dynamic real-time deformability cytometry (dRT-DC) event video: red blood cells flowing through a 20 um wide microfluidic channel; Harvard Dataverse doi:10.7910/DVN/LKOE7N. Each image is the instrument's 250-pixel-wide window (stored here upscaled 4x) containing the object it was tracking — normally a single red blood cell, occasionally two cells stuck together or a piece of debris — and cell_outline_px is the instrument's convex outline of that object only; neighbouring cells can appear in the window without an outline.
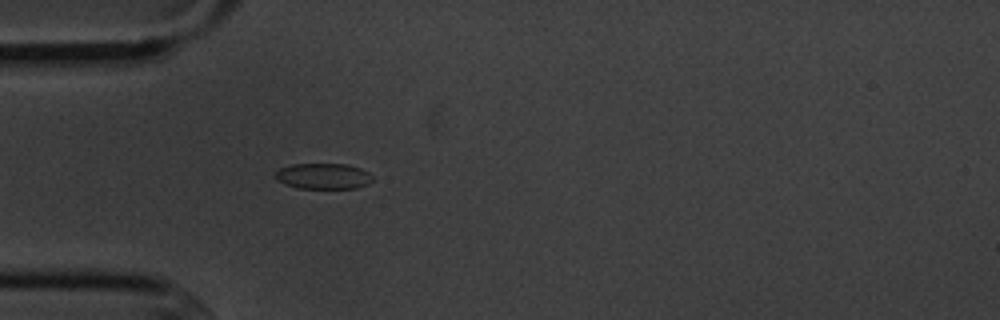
{"species": "common noctule bat (a hibernating species)", "species_latin": "Nyctalus noctula", "temperature_condition": "cold", "stored_images_in_passage": 3, "camera_frame_rate_fps": 3000, "um_per_image_px": 0.085, "animal": {"sex": "male", "body_mass_g": 20.1, "forearm_length_mm": 53.5}, "frame": {"image": 1, "passage_image": 3, "time_ms": 3.0, "image_size_px": [1000, 320], "cell_outline_px": [[372, 180], [368, 184], [356, 188], [300, 188], [284, 184], [276, 176], [276, 172], [280, 168], [292, 164], [348, 164], [360, 168], [368, 172], [372, 176]], "centroid_in_image_um": [27.52, 14.97], "position_along_channel_um": 57.5, "area_um2": 14.45}}